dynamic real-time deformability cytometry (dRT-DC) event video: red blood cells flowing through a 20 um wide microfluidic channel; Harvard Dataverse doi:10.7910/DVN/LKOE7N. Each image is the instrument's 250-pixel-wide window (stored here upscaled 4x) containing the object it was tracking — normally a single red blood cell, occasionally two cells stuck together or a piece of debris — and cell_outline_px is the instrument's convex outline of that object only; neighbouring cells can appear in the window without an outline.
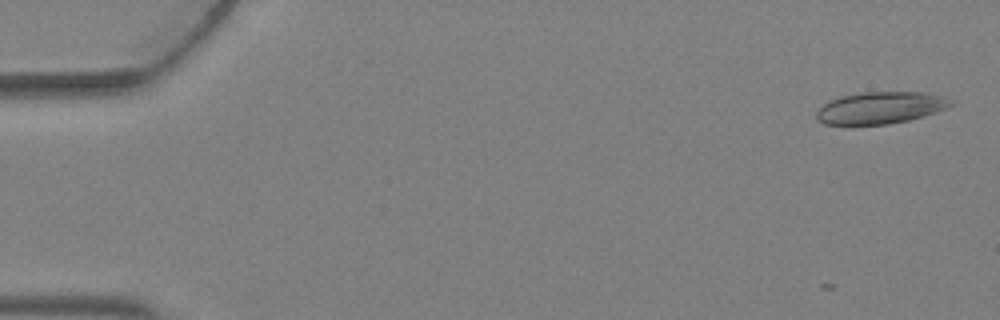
{"species": "Egyptian fruit bat (a non-hibernating species)", "species_latin": "Rousettus aegyptiacus", "temperature_condition": "warm", "stored_images_in_passage": 5, "camera_frame_rate_fps": 3000, "um_per_image_px": 0.085, "animal": {"sex": "female"}, "frame": {"image": 1, "passage_image": 1, "time_ms": 0.0, "image_size_px": [1000, 320], "cell_outline_px": [[956, 104], [948, 108], [924, 116], [908, 120], [888, 124], [824, 124], [816, 120], [816, 112], [828, 100], [840, 96], [860, 92], [924, 92], [944, 96], [956, 100]], "centroid_in_image_um": [74.89, 9.15], "position_along_channel_um": 10.1, "area_um2": 25.32}}
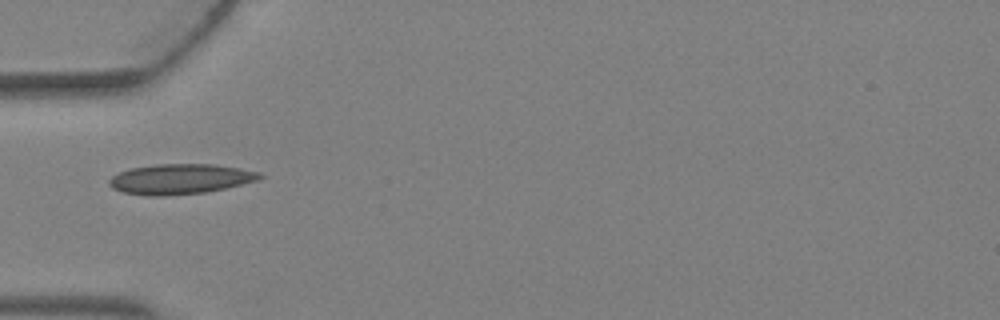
{"frame": {"image": 2, "passage_image": 4, "time_ms": 1.0, "image_size_px": [1000, 320], "cell_outline_px": [[264, 176], [260, 180], [224, 188], [204, 192], [164, 196], [148, 196], [124, 192], [112, 188], [108, 184], [108, 180], [112, 176], [120, 172], [132, 168], [156, 164], [212, 164], [240, 168], [260, 172]], "centroid_in_image_um": [15.33, 15.21], "position_along_channel_um": 69.7, "area_um2": 26.41}}
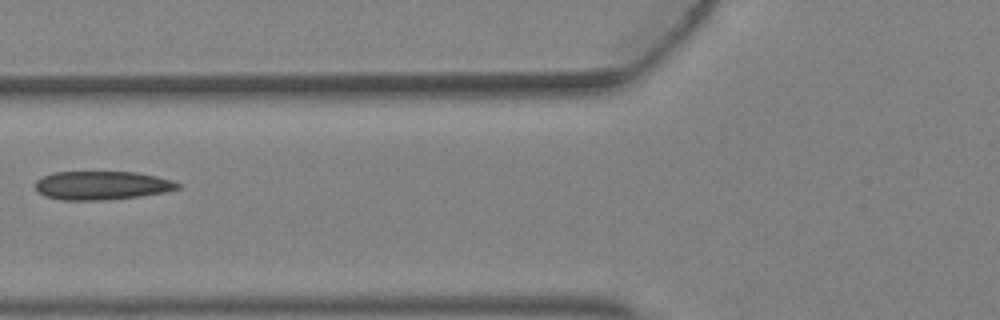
{"frame": {"image": 3, "passage_image": 5, "time_ms": 1.333, "image_size_px": [1000, 320], "cell_outline_px": [[184, 184], [180, 188], [164, 192], [140, 196], [104, 200], [60, 200], [44, 196], [36, 188], [36, 180], [44, 176], [56, 172], [136, 172], [156, 176], [172, 180]], "centroid_in_image_um": [8.7, 15.76], "position_along_channel_um": 117.1, "area_um2": 23.76}}